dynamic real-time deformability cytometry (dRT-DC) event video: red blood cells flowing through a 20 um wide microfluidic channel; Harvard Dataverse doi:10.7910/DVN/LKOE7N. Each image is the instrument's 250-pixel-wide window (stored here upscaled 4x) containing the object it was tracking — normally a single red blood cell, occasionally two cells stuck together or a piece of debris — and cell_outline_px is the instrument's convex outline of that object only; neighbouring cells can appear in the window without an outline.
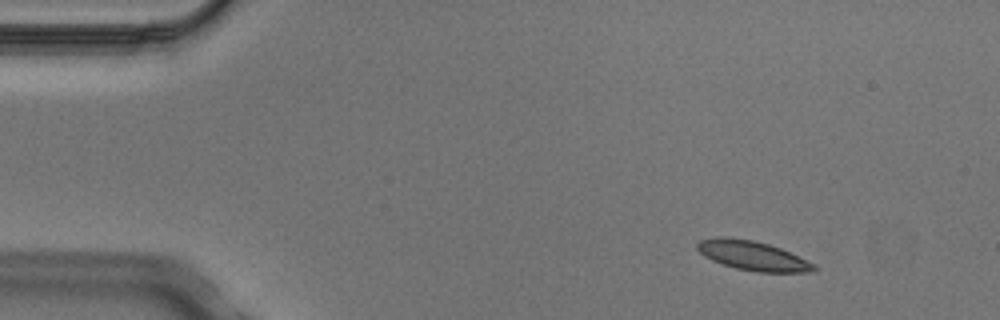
{"species": "Egyptian fruit bat (a non-hibernating species)", "species_latin": "Rousettus aegyptiacus", "temperature_condition": "cold", "stored_images_in_passage": 3, "camera_frame_rate_fps": 3000, "um_per_image_px": 0.085, "animal": {"sex": "male"}, "frame": {"image": 1, "passage_image": 1, "time_ms": 0.0, "image_size_px": [1000, 320], "cell_outline_px": [[816, 268], [812, 272], [756, 272], [736, 268], [712, 260], [704, 256], [696, 248], [696, 244], [700, 240], [720, 236], [724, 236], [752, 240], [768, 244], [780, 248], [816, 264]], "centroid_in_image_um": [63.97, 21.73], "position_along_channel_um": 21.0, "area_um2": 19.88}}